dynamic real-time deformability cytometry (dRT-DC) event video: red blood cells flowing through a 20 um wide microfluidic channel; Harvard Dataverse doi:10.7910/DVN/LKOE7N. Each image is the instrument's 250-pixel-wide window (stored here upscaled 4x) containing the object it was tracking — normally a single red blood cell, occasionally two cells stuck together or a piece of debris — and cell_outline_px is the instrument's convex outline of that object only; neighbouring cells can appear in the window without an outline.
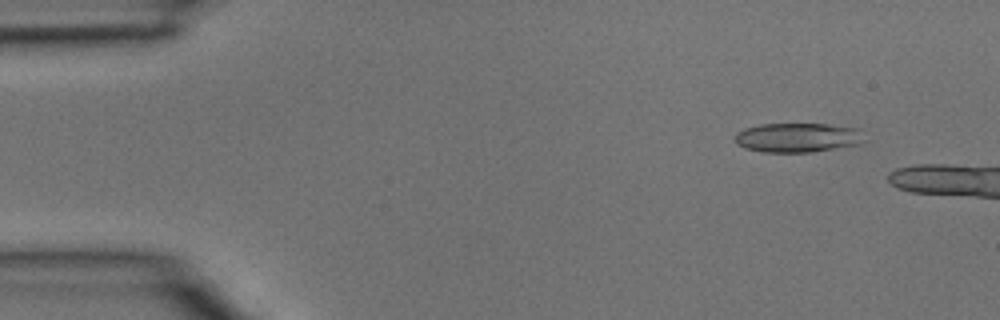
{"species": "common noctule bat (a hibernating species)", "species_latin": "Nyctalus noctula", "temperature_condition": "room temperature", "stored_images_in_passage": 4, "camera_frame_rate_fps": 3000, "um_per_image_px": 0.085, "animal": {"sex": "male", "body_mass_g": 15.6}, "frame": {"image": 1, "passage_image": 2, "time_ms": 0.333, "image_size_px": [1000, 320], "cell_outline_px": [[872, 140], [860, 144], [812, 152], [764, 152], [744, 148], [736, 144], [736, 132], [744, 128], [760, 124], [828, 124], [860, 128]], "centroid_in_image_um": [67.92, 11.69], "position_along_channel_um": 17.1, "area_um2": 22.72}}